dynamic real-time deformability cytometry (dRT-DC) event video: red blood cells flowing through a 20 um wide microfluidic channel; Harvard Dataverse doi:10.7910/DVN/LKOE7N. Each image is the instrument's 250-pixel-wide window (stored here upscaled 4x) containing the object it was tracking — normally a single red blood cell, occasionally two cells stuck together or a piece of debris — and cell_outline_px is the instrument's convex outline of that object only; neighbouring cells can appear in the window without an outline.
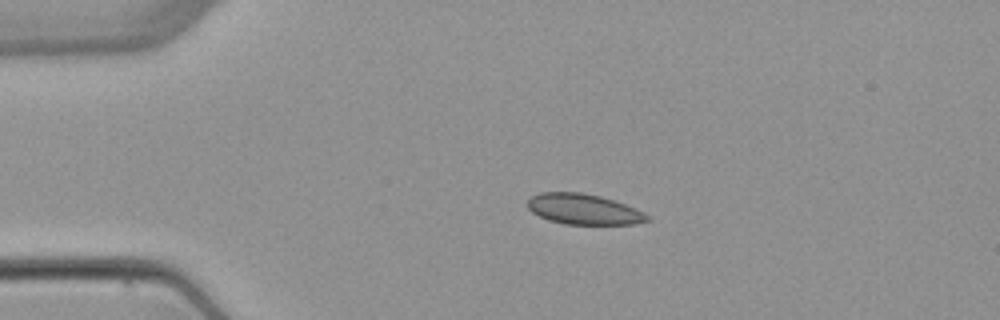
{"species": "common noctule bat (a hibernating species)", "species_latin": "Nyctalus noctula", "temperature_condition": "warm", "stored_images_in_passage": 3, "camera_frame_rate_fps": 3000, "um_per_image_px": 0.085, "animal": {"sex": "female", "body_mass_g": 22.7, "forearm_length_mm": 54.2}, "frame": {"image": 1, "passage_image": 2, "time_ms": 1.0, "image_size_px": [1000, 320], "cell_outline_px": [[652, 220], [636, 224], [564, 224], [548, 220], [532, 212], [528, 208], [528, 200], [532, 196], [540, 192], [580, 192], [600, 196], [636, 208], [652, 216]], "centroid_in_image_um": [49.65, 17.79], "position_along_channel_um": 35.3, "area_um2": 21.39}}